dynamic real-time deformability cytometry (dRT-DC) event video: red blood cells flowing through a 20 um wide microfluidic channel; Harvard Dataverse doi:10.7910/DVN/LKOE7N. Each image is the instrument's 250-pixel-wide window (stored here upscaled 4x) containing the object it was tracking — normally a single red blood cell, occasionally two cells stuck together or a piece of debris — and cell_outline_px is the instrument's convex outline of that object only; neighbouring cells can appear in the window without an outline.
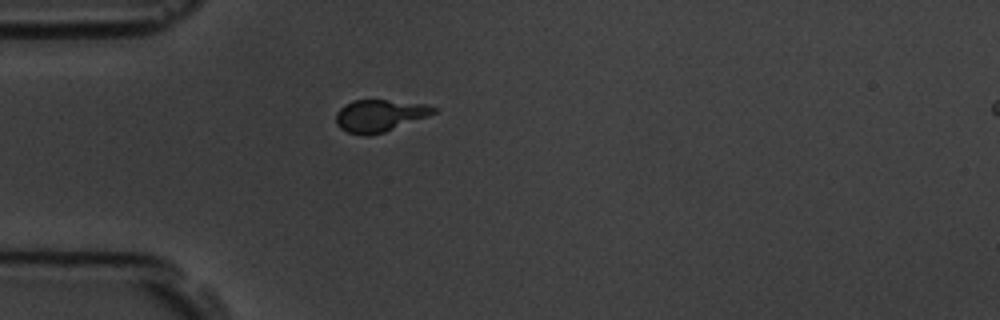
{"species": "common noctule bat (a hibernating species)", "species_latin": "Nyctalus noctula", "temperature_condition": "room temperature", "stored_images_in_passage": 1, "camera_frame_rate_fps": 3000, "um_per_image_px": 0.085, "animal": {"sex": "male", "body_mass_g": 19.5, "forearm_length_mm": 54.6}, "frame": {"image": 1, "passage_image": 1, "time_ms": 0.0, "image_size_px": [1000, 320], "cell_outline_px": [[440, 108], [436, 112], [428, 116], [384, 132], [368, 136], [364, 136], [348, 132], [340, 128], [336, 124], [336, 112], [344, 104], [352, 100], [388, 100], [424, 104]], "centroid_in_image_um": [32.25, 9.82], "position_along_channel_um": 52.7, "area_um2": 18.32}}